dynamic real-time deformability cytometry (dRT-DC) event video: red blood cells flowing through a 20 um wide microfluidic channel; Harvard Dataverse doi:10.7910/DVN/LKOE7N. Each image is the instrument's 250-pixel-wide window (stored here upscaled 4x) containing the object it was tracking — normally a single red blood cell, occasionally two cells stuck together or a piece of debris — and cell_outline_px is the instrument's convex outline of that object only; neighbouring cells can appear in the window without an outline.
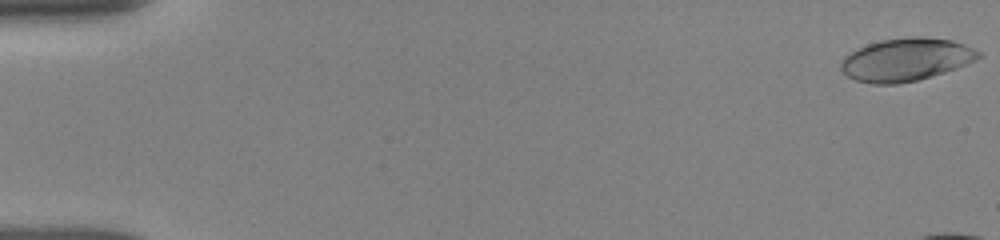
{"species": "human", "species_latin": "Homo sapiens", "temperature_condition": "room temperature", "stored_images_in_passage": 19, "camera_frame_rate_fps": 3000, "um_per_image_px": 0.085, "donor": {"sex": "female"}, "frame": {"image": 1, "passage_image": 1, "time_ms": 0.0, "image_size_px": [1000, 240], "cell_outline_px": [[980, 56], [976, 60], [956, 68], [944, 72], [916, 80], [896, 84], [872, 84], [856, 80], [848, 76], [840, 68], [840, 64], [844, 56], [868, 44], [880, 40], [908, 36], [924, 36], [952, 40], [964, 44], [980, 52]], "centroid_in_image_um": [77.01, 5.05], "position_along_channel_um": 8.0, "area_um2": 34.16}}
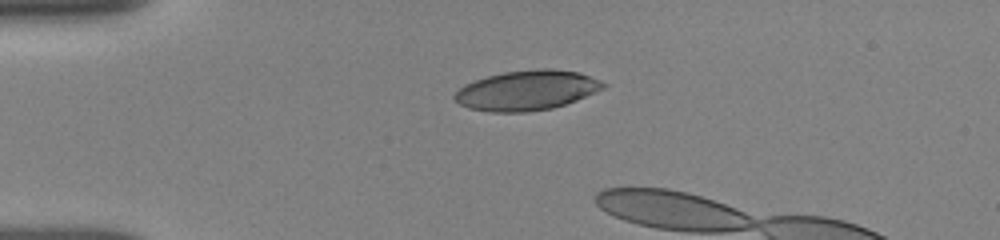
{"frame": {"image": 2, "passage_image": 15, "time_ms": 4.0, "image_size_px": [1000, 240], "cell_outline_px": [[608, 84], [604, 88], [576, 100], [552, 108], [528, 112], [488, 112], [468, 108], [460, 104], [452, 96], [464, 84], [488, 76], [504, 72], [544, 68], [552, 68], [576, 72], [600, 80]], "centroid_in_image_um": [44.76, 7.68], "position_along_channel_um": 40.2, "area_um2": 34.33}}